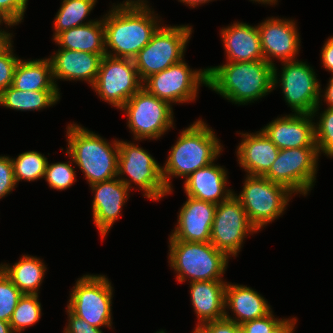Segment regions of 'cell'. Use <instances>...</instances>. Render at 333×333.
<instances>
[{
  "label": "cell",
  "mask_w": 333,
  "mask_h": 333,
  "mask_svg": "<svg viewBox=\"0 0 333 333\" xmlns=\"http://www.w3.org/2000/svg\"><path fill=\"white\" fill-rule=\"evenodd\" d=\"M107 12L103 15L105 51L112 57L133 60L163 24L151 7L113 3Z\"/></svg>",
  "instance_id": "1"
},
{
  "label": "cell",
  "mask_w": 333,
  "mask_h": 333,
  "mask_svg": "<svg viewBox=\"0 0 333 333\" xmlns=\"http://www.w3.org/2000/svg\"><path fill=\"white\" fill-rule=\"evenodd\" d=\"M162 166V177L168 194L173 193V178H188L193 172L217 161L224 150L214 129L201 119H196L179 132Z\"/></svg>",
  "instance_id": "2"
},
{
  "label": "cell",
  "mask_w": 333,
  "mask_h": 333,
  "mask_svg": "<svg viewBox=\"0 0 333 333\" xmlns=\"http://www.w3.org/2000/svg\"><path fill=\"white\" fill-rule=\"evenodd\" d=\"M207 69V87L232 104L255 103L273 91L274 66L265 60L226 62Z\"/></svg>",
  "instance_id": "3"
},
{
  "label": "cell",
  "mask_w": 333,
  "mask_h": 333,
  "mask_svg": "<svg viewBox=\"0 0 333 333\" xmlns=\"http://www.w3.org/2000/svg\"><path fill=\"white\" fill-rule=\"evenodd\" d=\"M66 130L68 147L65 151L82 171L89 186L117 177L118 139L109 142L76 122L69 123Z\"/></svg>",
  "instance_id": "4"
},
{
  "label": "cell",
  "mask_w": 333,
  "mask_h": 333,
  "mask_svg": "<svg viewBox=\"0 0 333 333\" xmlns=\"http://www.w3.org/2000/svg\"><path fill=\"white\" fill-rule=\"evenodd\" d=\"M168 265L178 283L186 281H225L229 257L211 242L168 241Z\"/></svg>",
  "instance_id": "5"
},
{
  "label": "cell",
  "mask_w": 333,
  "mask_h": 333,
  "mask_svg": "<svg viewBox=\"0 0 333 333\" xmlns=\"http://www.w3.org/2000/svg\"><path fill=\"white\" fill-rule=\"evenodd\" d=\"M133 142V143H132ZM118 139L119 154L117 177L130 189L142 191L143 197L150 201H159L166 197L168 189L162 177V165L134 141Z\"/></svg>",
  "instance_id": "6"
},
{
  "label": "cell",
  "mask_w": 333,
  "mask_h": 333,
  "mask_svg": "<svg viewBox=\"0 0 333 333\" xmlns=\"http://www.w3.org/2000/svg\"><path fill=\"white\" fill-rule=\"evenodd\" d=\"M245 175L242 191L239 195L236 192L233 194L242 204L250 222L261 231L285 213L295 194L264 176Z\"/></svg>",
  "instance_id": "7"
},
{
  "label": "cell",
  "mask_w": 333,
  "mask_h": 333,
  "mask_svg": "<svg viewBox=\"0 0 333 333\" xmlns=\"http://www.w3.org/2000/svg\"><path fill=\"white\" fill-rule=\"evenodd\" d=\"M112 286L107 275L84 274L72 287L66 308L92 326L113 329Z\"/></svg>",
  "instance_id": "8"
},
{
  "label": "cell",
  "mask_w": 333,
  "mask_h": 333,
  "mask_svg": "<svg viewBox=\"0 0 333 333\" xmlns=\"http://www.w3.org/2000/svg\"><path fill=\"white\" fill-rule=\"evenodd\" d=\"M193 31L189 24H162L133 59L141 81L182 61Z\"/></svg>",
  "instance_id": "9"
},
{
  "label": "cell",
  "mask_w": 333,
  "mask_h": 333,
  "mask_svg": "<svg viewBox=\"0 0 333 333\" xmlns=\"http://www.w3.org/2000/svg\"><path fill=\"white\" fill-rule=\"evenodd\" d=\"M127 117V127L138 142L158 140L176 126L173 106L148 93L143 87L121 108Z\"/></svg>",
  "instance_id": "10"
},
{
  "label": "cell",
  "mask_w": 333,
  "mask_h": 333,
  "mask_svg": "<svg viewBox=\"0 0 333 333\" xmlns=\"http://www.w3.org/2000/svg\"><path fill=\"white\" fill-rule=\"evenodd\" d=\"M281 67L280 71L274 65L273 90L280 87L292 113L312 114L318 106L322 86L315 69L298 59L281 62Z\"/></svg>",
  "instance_id": "11"
},
{
  "label": "cell",
  "mask_w": 333,
  "mask_h": 333,
  "mask_svg": "<svg viewBox=\"0 0 333 333\" xmlns=\"http://www.w3.org/2000/svg\"><path fill=\"white\" fill-rule=\"evenodd\" d=\"M208 69H192L185 59L146 78L142 87L160 100L175 104L197 100L200 86H208ZM174 103V104H173Z\"/></svg>",
  "instance_id": "12"
},
{
  "label": "cell",
  "mask_w": 333,
  "mask_h": 333,
  "mask_svg": "<svg viewBox=\"0 0 333 333\" xmlns=\"http://www.w3.org/2000/svg\"><path fill=\"white\" fill-rule=\"evenodd\" d=\"M319 157L317 147L281 149L264 177L306 197L317 180Z\"/></svg>",
  "instance_id": "13"
},
{
  "label": "cell",
  "mask_w": 333,
  "mask_h": 333,
  "mask_svg": "<svg viewBox=\"0 0 333 333\" xmlns=\"http://www.w3.org/2000/svg\"><path fill=\"white\" fill-rule=\"evenodd\" d=\"M134 60L104 55L91 87L104 102L120 109L142 88Z\"/></svg>",
  "instance_id": "14"
},
{
  "label": "cell",
  "mask_w": 333,
  "mask_h": 333,
  "mask_svg": "<svg viewBox=\"0 0 333 333\" xmlns=\"http://www.w3.org/2000/svg\"><path fill=\"white\" fill-rule=\"evenodd\" d=\"M257 232L234 194L216 205L210 242L230 259L238 256L245 238Z\"/></svg>",
  "instance_id": "15"
},
{
  "label": "cell",
  "mask_w": 333,
  "mask_h": 333,
  "mask_svg": "<svg viewBox=\"0 0 333 333\" xmlns=\"http://www.w3.org/2000/svg\"><path fill=\"white\" fill-rule=\"evenodd\" d=\"M268 17L257 25L264 60L275 65L278 62L297 60L301 38L294 19Z\"/></svg>",
  "instance_id": "16"
},
{
  "label": "cell",
  "mask_w": 333,
  "mask_h": 333,
  "mask_svg": "<svg viewBox=\"0 0 333 333\" xmlns=\"http://www.w3.org/2000/svg\"><path fill=\"white\" fill-rule=\"evenodd\" d=\"M93 193L92 215L101 239H104L115 221L123 213V207L130 198V189L118 178L94 183L89 186Z\"/></svg>",
  "instance_id": "17"
},
{
  "label": "cell",
  "mask_w": 333,
  "mask_h": 333,
  "mask_svg": "<svg viewBox=\"0 0 333 333\" xmlns=\"http://www.w3.org/2000/svg\"><path fill=\"white\" fill-rule=\"evenodd\" d=\"M216 204L186 196L168 240L210 242Z\"/></svg>",
  "instance_id": "18"
},
{
  "label": "cell",
  "mask_w": 333,
  "mask_h": 333,
  "mask_svg": "<svg viewBox=\"0 0 333 333\" xmlns=\"http://www.w3.org/2000/svg\"><path fill=\"white\" fill-rule=\"evenodd\" d=\"M314 120L312 114H283L262 127L261 130L279 150L317 147Z\"/></svg>",
  "instance_id": "19"
},
{
  "label": "cell",
  "mask_w": 333,
  "mask_h": 333,
  "mask_svg": "<svg viewBox=\"0 0 333 333\" xmlns=\"http://www.w3.org/2000/svg\"><path fill=\"white\" fill-rule=\"evenodd\" d=\"M106 54L58 49L49 55L52 76L58 91L60 81H84L92 87L97 79L102 57Z\"/></svg>",
  "instance_id": "20"
},
{
  "label": "cell",
  "mask_w": 333,
  "mask_h": 333,
  "mask_svg": "<svg viewBox=\"0 0 333 333\" xmlns=\"http://www.w3.org/2000/svg\"><path fill=\"white\" fill-rule=\"evenodd\" d=\"M237 146L236 156L239 167L247 175L264 176L278 156L279 149L261 130L242 133Z\"/></svg>",
  "instance_id": "21"
},
{
  "label": "cell",
  "mask_w": 333,
  "mask_h": 333,
  "mask_svg": "<svg viewBox=\"0 0 333 333\" xmlns=\"http://www.w3.org/2000/svg\"><path fill=\"white\" fill-rule=\"evenodd\" d=\"M228 174L224 166L214 161L184 179V193L186 196L217 205L227 200L235 191L228 187Z\"/></svg>",
  "instance_id": "22"
},
{
  "label": "cell",
  "mask_w": 333,
  "mask_h": 333,
  "mask_svg": "<svg viewBox=\"0 0 333 333\" xmlns=\"http://www.w3.org/2000/svg\"><path fill=\"white\" fill-rule=\"evenodd\" d=\"M220 35L226 62L264 60L257 25L234 21L226 27H221Z\"/></svg>",
  "instance_id": "23"
},
{
  "label": "cell",
  "mask_w": 333,
  "mask_h": 333,
  "mask_svg": "<svg viewBox=\"0 0 333 333\" xmlns=\"http://www.w3.org/2000/svg\"><path fill=\"white\" fill-rule=\"evenodd\" d=\"M231 315H230V313ZM272 306L259 292L247 285L226 283L224 318L241 325L244 322L266 316Z\"/></svg>",
  "instance_id": "24"
},
{
  "label": "cell",
  "mask_w": 333,
  "mask_h": 333,
  "mask_svg": "<svg viewBox=\"0 0 333 333\" xmlns=\"http://www.w3.org/2000/svg\"><path fill=\"white\" fill-rule=\"evenodd\" d=\"M227 281H194L189 284L191 305L197 317V326L223 319Z\"/></svg>",
  "instance_id": "25"
},
{
  "label": "cell",
  "mask_w": 333,
  "mask_h": 333,
  "mask_svg": "<svg viewBox=\"0 0 333 333\" xmlns=\"http://www.w3.org/2000/svg\"><path fill=\"white\" fill-rule=\"evenodd\" d=\"M52 41L59 49L106 54L103 16L91 23L64 30Z\"/></svg>",
  "instance_id": "26"
},
{
  "label": "cell",
  "mask_w": 333,
  "mask_h": 333,
  "mask_svg": "<svg viewBox=\"0 0 333 333\" xmlns=\"http://www.w3.org/2000/svg\"><path fill=\"white\" fill-rule=\"evenodd\" d=\"M43 261L39 257L22 254L12 265L1 262L0 269L23 294L39 295L47 271Z\"/></svg>",
  "instance_id": "27"
},
{
  "label": "cell",
  "mask_w": 333,
  "mask_h": 333,
  "mask_svg": "<svg viewBox=\"0 0 333 333\" xmlns=\"http://www.w3.org/2000/svg\"><path fill=\"white\" fill-rule=\"evenodd\" d=\"M12 86L21 91L58 90L53 81L50 59H20Z\"/></svg>",
  "instance_id": "28"
},
{
  "label": "cell",
  "mask_w": 333,
  "mask_h": 333,
  "mask_svg": "<svg viewBox=\"0 0 333 333\" xmlns=\"http://www.w3.org/2000/svg\"><path fill=\"white\" fill-rule=\"evenodd\" d=\"M61 97L58 90L21 91L11 85L0 93V106L17 111H40L53 107Z\"/></svg>",
  "instance_id": "29"
},
{
  "label": "cell",
  "mask_w": 333,
  "mask_h": 333,
  "mask_svg": "<svg viewBox=\"0 0 333 333\" xmlns=\"http://www.w3.org/2000/svg\"><path fill=\"white\" fill-rule=\"evenodd\" d=\"M97 2V0H62L60 8L54 17L52 39L64 30L95 21L96 19L90 18L88 20L87 18Z\"/></svg>",
  "instance_id": "30"
},
{
  "label": "cell",
  "mask_w": 333,
  "mask_h": 333,
  "mask_svg": "<svg viewBox=\"0 0 333 333\" xmlns=\"http://www.w3.org/2000/svg\"><path fill=\"white\" fill-rule=\"evenodd\" d=\"M16 184L20 181L34 182L44 178L48 158L35 150L22 152L16 158L11 157Z\"/></svg>",
  "instance_id": "31"
},
{
  "label": "cell",
  "mask_w": 333,
  "mask_h": 333,
  "mask_svg": "<svg viewBox=\"0 0 333 333\" xmlns=\"http://www.w3.org/2000/svg\"><path fill=\"white\" fill-rule=\"evenodd\" d=\"M40 296L37 294H23L10 319L14 333H22L27 327L34 326L42 316Z\"/></svg>",
  "instance_id": "32"
},
{
  "label": "cell",
  "mask_w": 333,
  "mask_h": 333,
  "mask_svg": "<svg viewBox=\"0 0 333 333\" xmlns=\"http://www.w3.org/2000/svg\"><path fill=\"white\" fill-rule=\"evenodd\" d=\"M320 109L321 105H318L312 113L316 119L314 120L316 146L320 156L323 154L333 159V108L327 107L321 113Z\"/></svg>",
  "instance_id": "33"
},
{
  "label": "cell",
  "mask_w": 333,
  "mask_h": 333,
  "mask_svg": "<svg viewBox=\"0 0 333 333\" xmlns=\"http://www.w3.org/2000/svg\"><path fill=\"white\" fill-rule=\"evenodd\" d=\"M66 156L70 159L67 162L49 163V161H47L43 179L51 189L63 191L77 182L76 167L75 165L73 166V159L67 152Z\"/></svg>",
  "instance_id": "34"
},
{
  "label": "cell",
  "mask_w": 333,
  "mask_h": 333,
  "mask_svg": "<svg viewBox=\"0 0 333 333\" xmlns=\"http://www.w3.org/2000/svg\"><path fill=\"white\" fill-rule=\"evenodd\" d=\"M23 293L0 269V320L10 322L12 313Z\"/></svg>",
  "instance_id": "35"
},
{
  "label": "cell",
  "mask_w": 333,
  "mask_h": 333,
  "mask_svg": "<svg viewBox=\"0 0 333 333\" xmlns=\"http://www.w3.org/2000/svg\"><path fill=\"white\" fill-rule=\"evenodd\" d=\"M13 43L0 54V93L13 84L15 68L21 58L14 53Z\"/></svg>",
  "instance_id": "36"
},
{
  "label": "cell",
  "mask_w": 333,
  "mask_h": 333,
  "mask_svg": "<svg viewBox=\"0 0 333 333\" xmlns=\"http://www.w3.org/2000/svg\"><path fill=\"white\" fill-rule=\"evenodd\" d=\"M273 310L264 317L244 322L240 325L242 333H271L284 319L275 317Z\"/></svg>",
  "instance_id": "37"
},
{
  "label": "cell",
  "mask_w": 333,
  "mask_h": 333,
  "mask_svg": "<svg viewBox=\"0 0 333 333\" xmlns=\"http://www.w3.org/2000/svg\"><path fill=\"white\" fill-rule=\"evenodd\" d=\"M16 187L11 157L0 155V200L11 194Z\"/></svg>",
  "instance_id": "38"
},
{
  "label": "cell",
  "mask_w": 333,
  "mask_h": 333,
  "mask_svg": "<svg viewBox=\"0 0 333 333\" xmlns=\"http://www.w3.org/2000/svg\"><path fill=\"white\" fill-rule=\"evenodd\" d=\"M28 0H0V11L16 25L24 20Z\"/></svg>",
  "instance_id": "39"
},
{
  "label": "cell",
  "mask_w": 333,
  "mask_h": 333,
  "mask_svg": "<svg viewBox=\"0 0 333 333\" xmlns=\"http://www.w3.org/2000/svg\"><path fill=\"white\" fill-rule=\"evenodd\" d=\"M67 324L63 333H104L100 328L88 324L84 319L78 318L66 308Z\"/></svg>",
  "instance_id": "40"
},
{
  "label": "cell",
  "mask_w": 333,
  "mask_h": 333,
  "mask_svg": "<svg viewBox=\"0 0 333 333\" xmlns=\"http://www.w3.org/2000/svg\"><path fill=\"white\" fill-rule=\"evenodd\" d=\"M207 333H237L240 325L226 318L209 321L201 325Z\"/></svg>",
  "instance_id": "41"
},
{
  "label": "cell",
  "mask_w": 333,
  "mask_h": 333,
  "mask_svg": "<svg viewBox=\"0 0 333 333\" xmlns=\"http://www.w3.org/2000/svg\"><path fill=\"white\" fill-rule=\"evenodd\" d=\"M320 54L323 69L330 72L333 76V35L329 36L324 42Z\"/></svg>",
  "instance_id": "42"
},
{
  "label": "cell",
  "mask_w": 333,
  "mask_h": 333,
  "mask_svg": "<svg viewBox=\"0 0 333 333\" xmlns=\"http://www.w3.org/2000/svg\"><path fill=\"white\" fill-rule=\"evenodd\" d=\"M298 318H284L271 333H294Z\"/></svg>",
  "instance_id": "43"
},
{
  "label": "cell",
  "mask_w": 333,
  "mask_h": 333,
  "mask_svg": "<svg viewBox=\"0 0 333 333\" xmlns=\"http://www.w3.org/2000/svg\"><path fill=\"white\" fill-rule=\"evenodd\" d=\"M323 93V94H322ZM320 99L318 105H323L322 103H326L327 107L333 108V76L329 78L327 83V87L323 90L320 89ZM324 98V99H323ZM323 101V102H322Z\"/></svg>",
  "instance_id": "44"
},
{
  "label": "cell",
  "mask_w": 333,
  "mask_h": 333,
  "mask_svg": "<svg viewBox=\"0 0 333 333\" xmlns=\"http://www.w3.org/2000/svg\"><path fill=\"white\" fill-rule=\"evenodd\" d=\"M7 30L0 28V54L4 52L14 41H13V33Z\"/></svg>",
  "instance_id": "45"
},
{
  "label": "cell",
  "mask_w": 333,
  "mask_h": 333,
  "mask_svg": "<svg viewBox=\"0 0 333 333\" xmlns=\"http://www.w3.org/2000/svg\"><path fill=\"white\" fill-rule=\"evenodd\" d=\"M117 4H125L132 7H150L148 0H124Z\"/></svg>",
  "instance_id": "46"
},
{
  "label": "cell",
  "mask_w": 333,
  "mask_h": 333,
  "mask_svg": "<svg viewBox=\"0 0 333 333\" xmlns=\"http://www.w3.org/2000/svg\"><path fill=\"white\" fill-rule=\"evenodd\" d=\"M213 1H215V0H178V2L191 7V9L199 7L205 3L213 2Z\"/></svg>",
  "instance_id": "47"
},
{
  "label": "cell",
  "mask_w": 333,
  "mask_h": 333,
  "mask_svg": "<svg viewBox=\"0 0 333 333\" xmlns=\"http://www.w3.org/2000/svg\"><path fill=\"white\" fill-rule=\"evenodd\" d=\"M0 333H14L10 322L0 320Z\"/></svg>",
  "instance_id": "48"
},
{
  "label": "cell",
  "mask_w": 333,
  "mask_h": 333,
  "mask_svg": "<svg viewBox=\"0 0 333 333\" xmlns=\"http://www.w3.org/2000/svg\"><path fill=\"white\" fill-rule=\"evenodd\" d=\"M3 25V24H5L4 25V27L5 28H7V27H11V28H13V26L15 27V26H17L15 23H13V22H11L1 11H0V25ZM0 28H2L1 26H0Z\"/></svg>",
  "instance_id": "49"
},
{
  "label": "cell",
  "mask_w": 333,
  "mask_h": 333,
  "mask_svg": "<svg viewBox=\"0 0 333 333\" xmlns=\"http://www.w3.org/2000/svg\"><path fill=\"white\" fill-rule=\"evenodd\" d=\"M250 1H252L253 3L255 2H257V3H259V4H263V5H269V6H273V5H278V0H250Z\"/></svg>",
  "instance_id": "50"
},
{
  "label": "cell",
  "mask_w": 333,
  "mask_h": 333,
  "mask_svg": "<svg viewBox=\"0 0 333 333\" xmlns=\"http://www.w3.org/2000/svg\"><path fill=\"white\" fill-rule=\"evenodd\" d=\"M192 333H207L201 326L194 327Z\"/></svg>",
  "instance_id": "51"
},
{
  "label": "cell",
  "mask_w": 333,
  "mask_h": 333,
  "mask_svg": "<svg viewBox=\"0 0 333 333\" xmlns=\"http://www.w3.org/2000/svg\"><path fill=\"white\" fill-rule=\"evenodd\" d=\"M156 333H166V331L165 330H161V329H159V331H156Z\"/></svg>",
  "instance_id": "52"
}]
</instances>
